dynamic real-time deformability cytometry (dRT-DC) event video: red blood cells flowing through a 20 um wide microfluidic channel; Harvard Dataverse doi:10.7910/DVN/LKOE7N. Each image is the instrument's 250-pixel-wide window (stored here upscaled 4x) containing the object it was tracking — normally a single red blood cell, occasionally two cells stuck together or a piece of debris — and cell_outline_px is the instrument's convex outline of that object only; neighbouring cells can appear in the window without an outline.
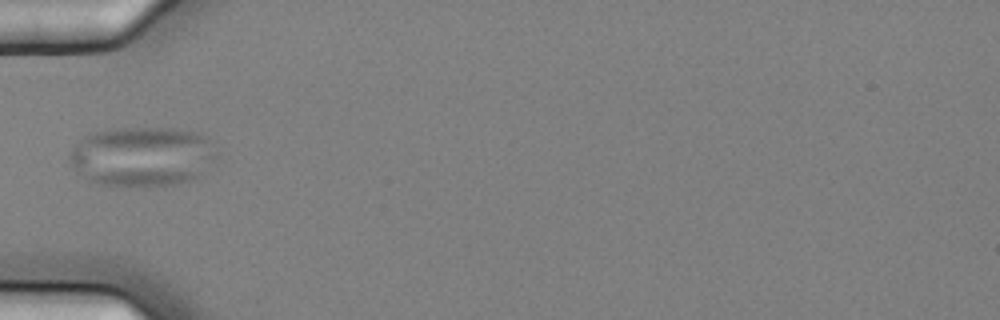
{"species": "common noctule bat (a hibernating species)", "species_latin": "Nyctalus noctula", "temperature_condition": "cold", "stored_images_in_passage": 7, "camera_frame_rate_fps": 3000, "um_per_image_px": 0.085, "animal": {"sex": "female", "body_mass_g": 25.1}, "frame": {"image": 1, "passage_image": 6, "time_ms": 1.667, "image_size_px": [1000, 320], "cell_outline_px": [[216, 156], [196, 180], [176, 184], [136, 188], [120, 188], [100, 184], [88, 180], [76, 172], [72, 168], [68, 156], [92, 132], [112, 128], [176, 128], [196, 132], [204, 136], [208, 140]], "centroid_in_image_um": [12.08, 13.34], "position_along_channel_um": 72.9, "area_um2": 51.56}}
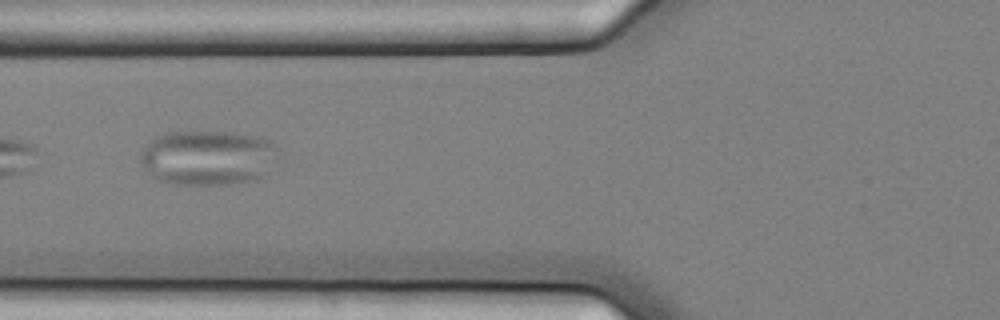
{"frame": {"image": 2, "passage_image": 7, "time_ms": 2.0, "image_size_px": [1000, 320], "cell_outline_px": [[272, 144], [260, 176], [248, 180], [232, 184], [172, 184], [152, 180], [140, 160], [140, 152], [148, 140], [156, 136], [168, 132], [188, 128], [236, 132], [260, 136], [272, 140]], "centroid_in_image_um": [17.41, 13.33], "position_along_channel_um": 108.4, "area_um2": 44.04}}